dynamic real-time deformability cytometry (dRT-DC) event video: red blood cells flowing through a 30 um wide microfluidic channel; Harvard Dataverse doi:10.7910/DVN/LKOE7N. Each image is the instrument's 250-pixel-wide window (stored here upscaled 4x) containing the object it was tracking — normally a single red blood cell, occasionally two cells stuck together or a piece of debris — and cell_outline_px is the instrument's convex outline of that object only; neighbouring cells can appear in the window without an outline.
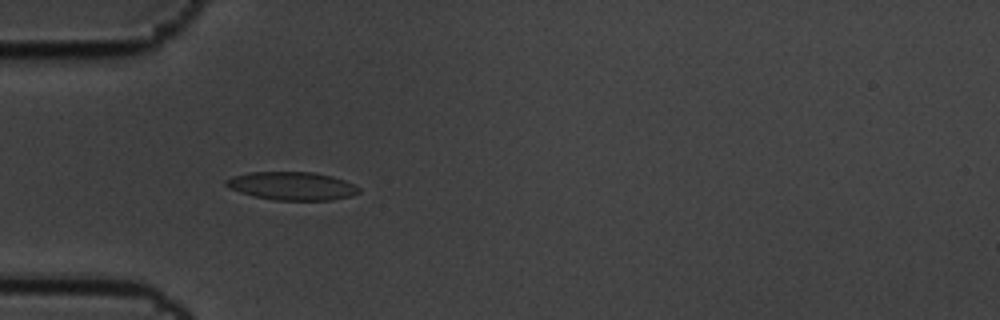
{"species": "common noctule bat (a hibernating species)", "species_latin": "Nyctalus noctula", "temperature_condition": "cold", "stored_images_in_passage": 3, "camera_frame_rate_fps": 3000, "um_per_image_px": 0.085, "animal": {"sex": "male", "body_mass_g": 19.5, "forearm_length_mm": 54.6}, "frame": {"image": 1, "passage_image": 2, "time_ms": 0.333, "image_size_px": [1000, 320], "cell_outline_px": [[360, 192], [352, 196], [332, 200], [272, 200], [252, 196], [240, 192], [224, 184], [224, 180], [232, 176], [252, 172], [316, 172], [332, 176], [344, 180], [360, 188]], "centroid_in_image_um": [24.83, 15.81], "position_along_channel_um": 60.2, "area_um2": 21.91}}
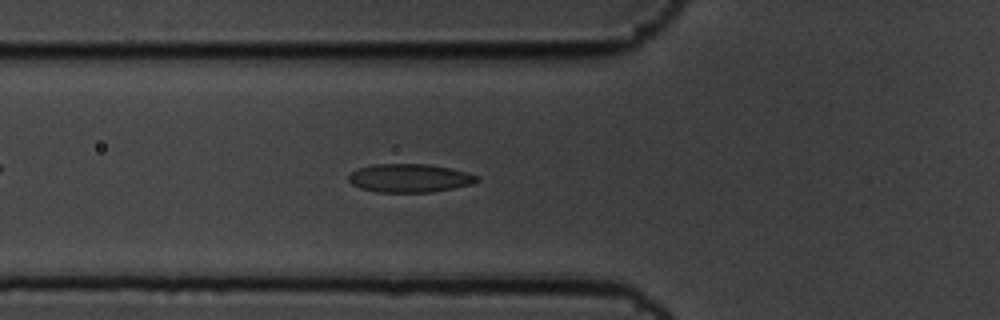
{"frame": {"image": 2, "passage_image": 3, "time_ms": 0.667, "image_size_px": [1000, 320], "cell_outline_px": [[480, 180], [472, 184], [432, 192], [376, 192], [360, 188], [352, 184], [348, 180], [348, 176], [356, 168], [372, 164], [428, 164], [452, 168], [468, 172], [480, 176]], "centroid_in_image_um": [34.83, 15.13], "position_along_channel_um": 91.0, "area_um2": 21.5}}